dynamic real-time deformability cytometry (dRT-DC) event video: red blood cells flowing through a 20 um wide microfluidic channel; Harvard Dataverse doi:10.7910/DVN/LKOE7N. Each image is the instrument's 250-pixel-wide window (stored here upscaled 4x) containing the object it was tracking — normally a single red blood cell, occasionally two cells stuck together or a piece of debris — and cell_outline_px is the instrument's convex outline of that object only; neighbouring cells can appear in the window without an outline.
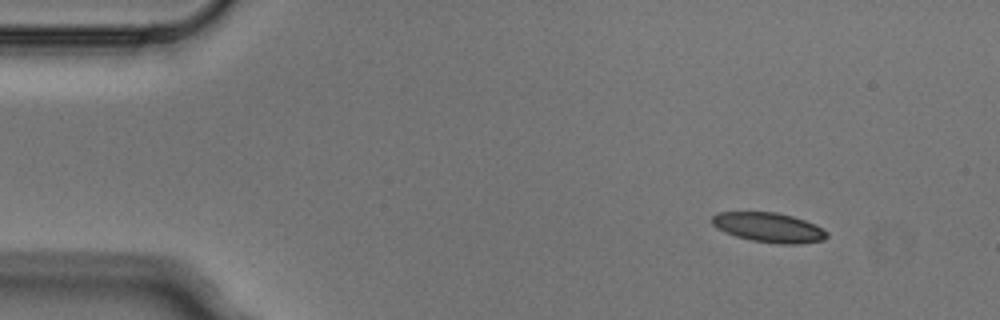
{"species": "Egyptian fruit bat (a non-hibernating species)", "species_latin": "Rousettus aegyptiacus", "temperature_condition": "cold", "stored_images_in_passage": 3, "camera_frame_rate_fps": 3000, "um_per_image_px": 0.085, "animal": {"sex": "male"}, "frame": {"image": 1, "passage_image": 1, "time_ms": 0.0, "image_size_px": [1000, 320], "cell_outline_px": [[828, 236], [824, 240], [800, 244], [776, 244], [752, 240], [736, 236], [724, 232], [716, 228], [712, 224], [712, 216], [716, 212], [776, 212], [792, 216], [816, 224], [828, 232]], "centroid_in_image_um": [65.36, 19.34], "position_along_channel_um": 19.6, "area_um2": 20.0}}
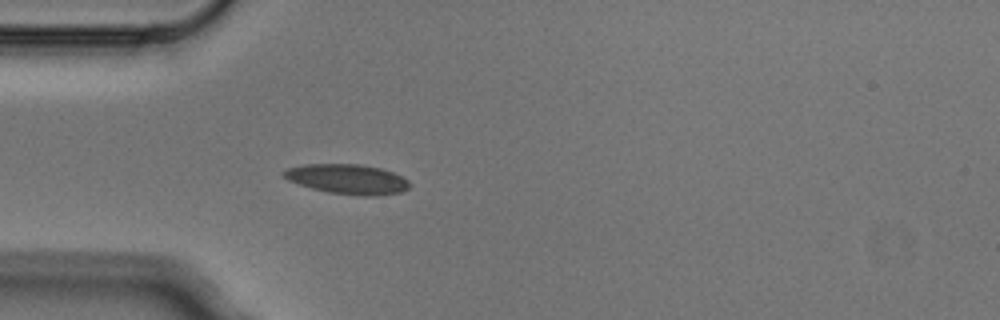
{"frame": {"image": 2, "passage_image": 3, "time_ms": 0.667, "image_size_px": [1000, 320], "cell_outline_px": [[408, 188], [400, 192], [376, 196], [364, 196], [328, 192], [312, 188], [288, 180], [280, 172], [284, 168], [304, 164], [360, 164], [380, 168], [392, 172], [408, 180]], "centroid_in_image_um": [29.48, 15.21], "position_along_channel_um": 55.5, "area_um2": 21.79}}